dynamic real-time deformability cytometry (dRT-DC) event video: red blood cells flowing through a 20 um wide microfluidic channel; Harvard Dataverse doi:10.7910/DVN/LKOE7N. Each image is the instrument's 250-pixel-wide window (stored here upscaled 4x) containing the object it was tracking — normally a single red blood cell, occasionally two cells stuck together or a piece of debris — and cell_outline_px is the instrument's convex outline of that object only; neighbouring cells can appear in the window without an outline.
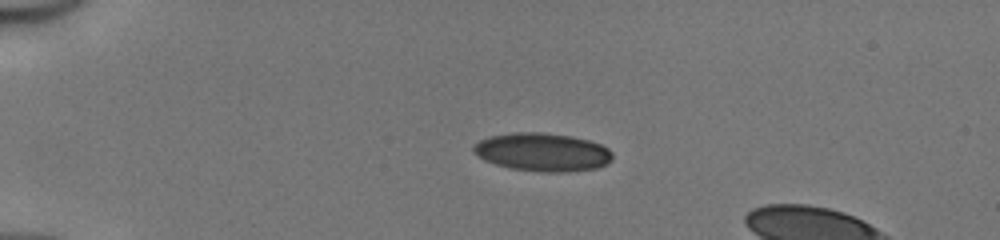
{"species": "human", "species_latin": "Homo sapiens", "temperature_condition": "cold", "stored_images_in_passage": 37, "camera_frame_rate_fps": 3000, "um_per_image_px": 0.085, "donor": {"sex": "male"}, "frame": {"image": 1, "passage_image": 1, "time_ms": 0.0, "image_size_px": [1000, 240], "cell_outline_px": [[612, 160], [608, 164], [596, 168], [568, 172], [544, 172], [512, 168], [496, 164], [484, 160], [472, 152], [472, 148], [480, 140], [488, 136], [512, 132], [540, 132], [572, 136], [588, 140], [600, 144], [608, 148], [612, 152]], "centroid_in_image_um": [46.12, 12.92], "position_along_channel_um": 38.9, "area_um2": 31.1}}
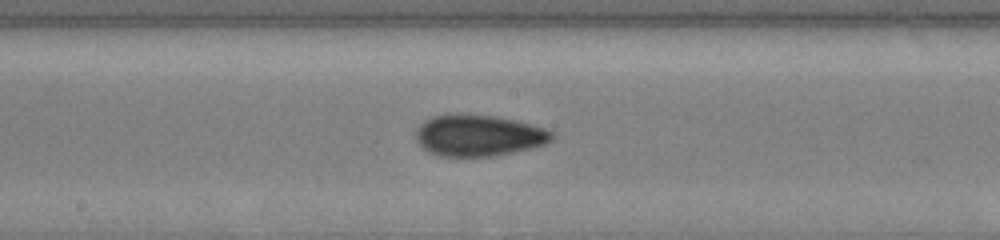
{"frame": {"image": 2, "passage_image": 17, "time_ms": 5.333, "image_size_px": [1000, 240], "cell_outline_px": [[552, 140], [544, 144], [532, 148], [492, 156], [440, 156], [428, 152], [416, 140], [416, 128], [424, 120], [432, 116], [496, 116], [516, 120], [548, 128], [552, 132]], "centroid_in_image_um": [40.7, 11.53], "position_along_channel_um": 207.5, "area_um2": 32.31}}
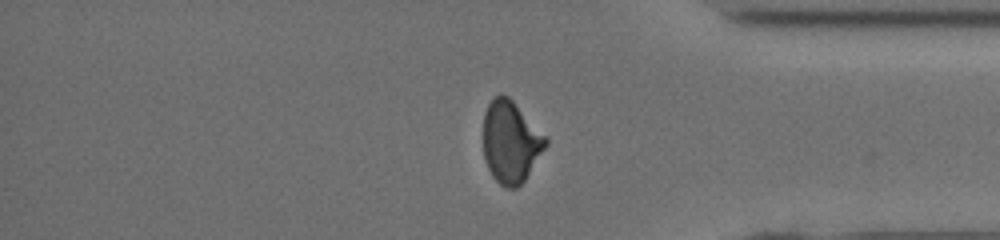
{"frame": {"image": 3, "passage_image": 31, "time_ms": 10.0, "image_size_px": [1000, 240], "cell_outline_px": [[548, 144], [524, 180], [516, 188], [508, 188], [500, 184], [492, 176], [488, 168], [484, 156], [484, 112], [488, 104], [500, 92], [508, 96], [512, 100], [548, 140]], "centroid_in_image_um": [43.39, 12.06], "position_along_channel_um": 391.8, "area_um2": 29.3}}